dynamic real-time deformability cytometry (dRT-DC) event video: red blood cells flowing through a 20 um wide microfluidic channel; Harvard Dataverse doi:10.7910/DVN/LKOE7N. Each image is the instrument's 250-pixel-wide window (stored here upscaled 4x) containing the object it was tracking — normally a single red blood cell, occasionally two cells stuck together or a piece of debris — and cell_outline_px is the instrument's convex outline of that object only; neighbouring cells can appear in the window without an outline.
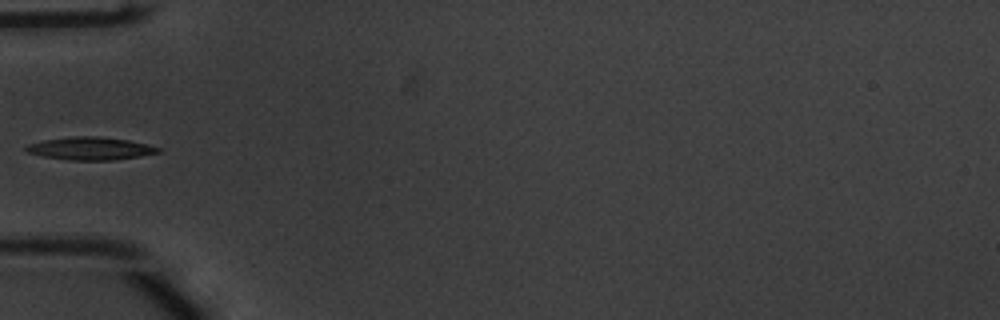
{"species": "common noctule bat (a hibernating species)", "species_latin": "Nyctalus noctula", "temperature_condition": "warm", "stored_images_in_passage": 34, "camera_frame_rate_fps": 3000, "um_per_image_px": 0.085, "animal": {"sex": "male", "body_mass_g": 20.1, "forearm_length_mm": 53.5}, "frame": {"image": 1, "passage_image": 1, "time_ms": 0.0, "image_size_px": [1000, 320], "cell_outline_px": [[160, 152], [140, 156], [116, 160], [68, 160], [40, 156], [28, 152], [24, 148], [28, 144], [44, 140], [76, 136], [100, 136], [128, 140], [160, 148]], "centroid_in_image_um": [7.65, 12.63], "position_along_channel_um": 77.3, "area_um2": 17.46}}
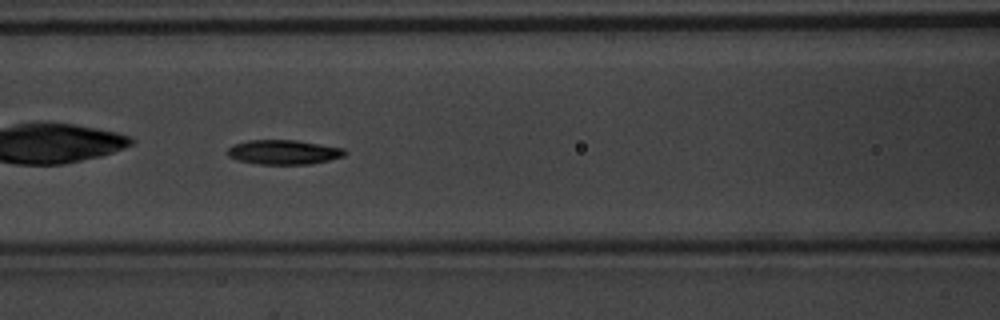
{"frame": {"image": 2, "passage_image": 6, "time_ms": 1.667, "image_size_px": [1000, 320], "cell_outline_px": [[348, 152], [344, 156], [312, 164], [260, 164], [236, 160], [228, 156], [228, 148], [232, 144], [248, 140], [296, 140], [344, 148]], "centroid_in_image_um": [24.1, 12.93], "position_along_channel_um": 142.5, "area_um2": 16.82}}
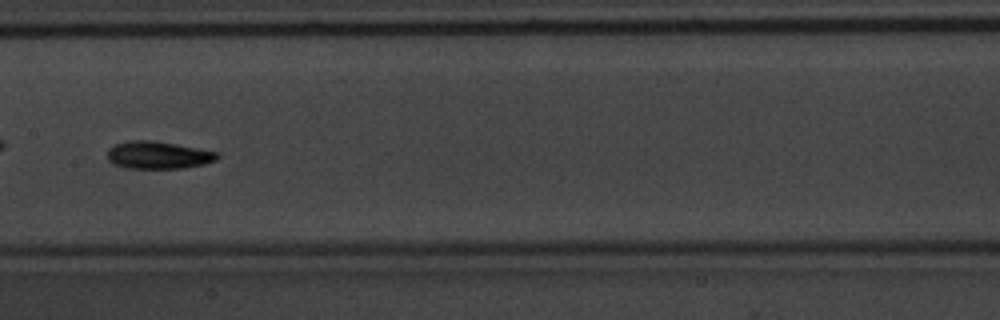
{"frame": {"image": 3, "passage_image": 10, "time_ms": 3.0, "image_size_px": [1000, 320], "cell_outline_px": [[220, 156], [216, 160], [204, 164], [184, 168], [128, 168], [112, 164], [108, 160], [108, 148], [112, 144], [128, 140], [148, 140], [176, 144], [220, 152]], "centroid_in_image_um": [13.43, 13.18], "position_along_channel_um": 194.0, "area_um2": 17.8}}